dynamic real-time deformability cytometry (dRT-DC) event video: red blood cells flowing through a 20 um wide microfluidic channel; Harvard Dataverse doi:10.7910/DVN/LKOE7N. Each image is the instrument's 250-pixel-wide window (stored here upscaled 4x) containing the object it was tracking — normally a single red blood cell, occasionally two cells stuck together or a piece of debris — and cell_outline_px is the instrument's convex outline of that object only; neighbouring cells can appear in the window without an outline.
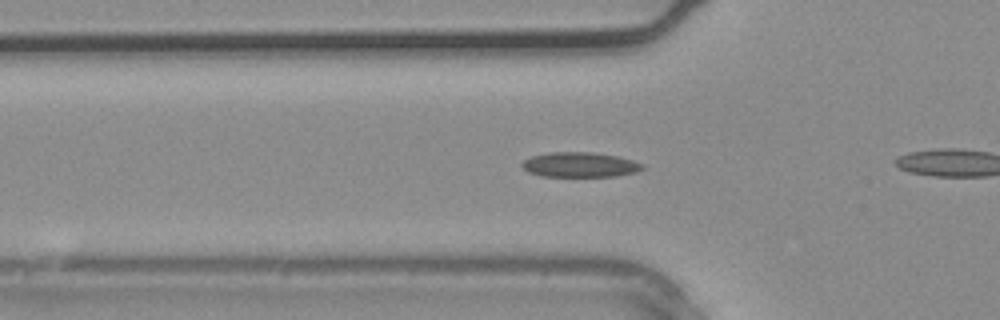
{"species": "common noctule bat (a hibernating species)", "species_latin": "Nyctalus noctula", "temperature_condition": "warm", "stored_images_in_passage": 25, "camera_frame_rate_fps": 3000, "um_per_image_px": 0.085, "animal": {"sex": "male", "body_mass_g": 20.4}, "frame": {"image": 1, "passage_image": 8, "time_ms": 2.333, "image_size_px": [1000, 320], "cell_outline_px": [[644, 168], [636, 172], [616, 176], [540, 176], [528, 172], [520, 164], [524, 160], [532, 156], [548, 152], [592, 152], [616, 156], [632, 160], [644, 164]], "centroid_in_image_um": [49.28, 14.0], "position_along_channel_um": 76.5, "area_um2": 17.46}}